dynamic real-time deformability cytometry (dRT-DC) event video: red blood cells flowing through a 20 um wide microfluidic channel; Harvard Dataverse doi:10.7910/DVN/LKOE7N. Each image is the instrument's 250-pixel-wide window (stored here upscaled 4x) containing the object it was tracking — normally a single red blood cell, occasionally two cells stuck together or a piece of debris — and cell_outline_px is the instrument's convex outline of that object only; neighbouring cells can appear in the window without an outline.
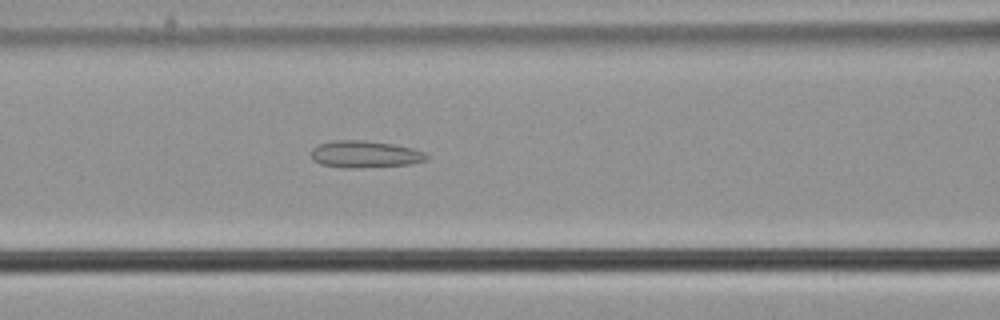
{"species": "common noctule bat (a hibernating species)", "species_latin": "Nyctalus noctula", "temperature_condition": "cold", "stored_images_in_passage": 24, "camera_frame_rate_fps": 3000, "um_per_image_px": 0.085, "animal": {"sex": "male", "body_mass_g": 21.5, "forearm_length_mm": 52.0}, "frame": {"image": 1, "passage_image": 7, "time_ms": 2.0, "image_size_px": [1000, 320], "cell_outline_px": [[428, 160], [408, 164], [352, 168], [340, 168], [320, 164], [312, 160], [312, 148], [320, 144], [332, 140], [364, 140], [392, 144], [412, 148], [424, 152], [428, 156]], "centroid_in_image_um": [30.99, 13.11], "position_along_channel_um": 135.6, "area_um2": 18.09}}
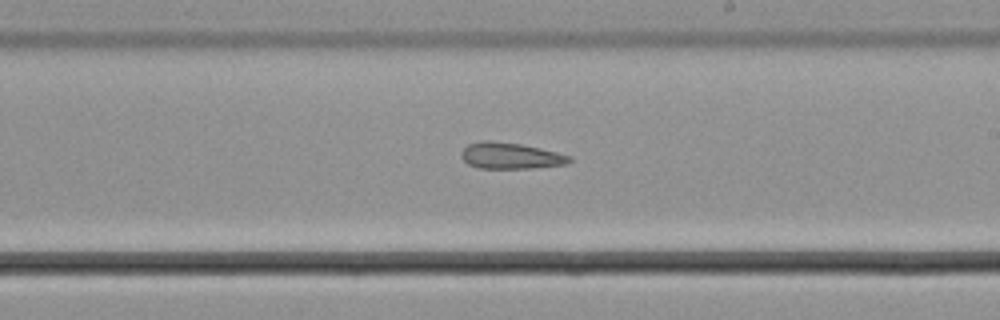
{"frame": {"image": 2, "passage_image": 16, "time_ms": 5.0, "image_size_px": [1000, 320], "cell_outline_px": [[572, 160], [568, 164], [532, 168], [480, 168], [468, 164], [460, 156], [460, 152], [468, 144], [480, 140], [492, 140], [520, 144], [540, 148], [572, 156]], "centroid_in_image_um": [43.38, 13.23], "position_along_channel_um": 245.6, "area_um2": 16.65}}
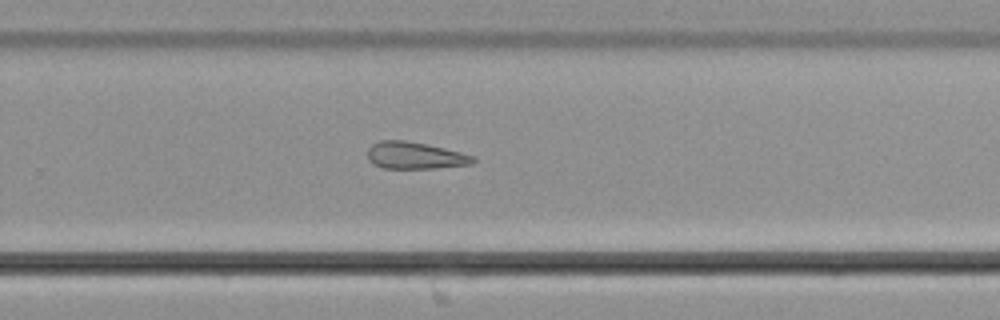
{"frame": {"image": 3, "passage_image": 20, "time_ms": 6.333, "image_size_px": [1000, 320], "cell_outline_px": [[476, 160], [472, 164], [432, 168], [384, 168], [372, 164], [368, 160], [368, 148], [372, 144], [380, 140], [404, 140], [424, 144], [460, 152], [476, 156]], "centroid_in_image_um": [35.25, 13.22], "position_along_channel_um": 294.6, "area_um2": 16.47}}